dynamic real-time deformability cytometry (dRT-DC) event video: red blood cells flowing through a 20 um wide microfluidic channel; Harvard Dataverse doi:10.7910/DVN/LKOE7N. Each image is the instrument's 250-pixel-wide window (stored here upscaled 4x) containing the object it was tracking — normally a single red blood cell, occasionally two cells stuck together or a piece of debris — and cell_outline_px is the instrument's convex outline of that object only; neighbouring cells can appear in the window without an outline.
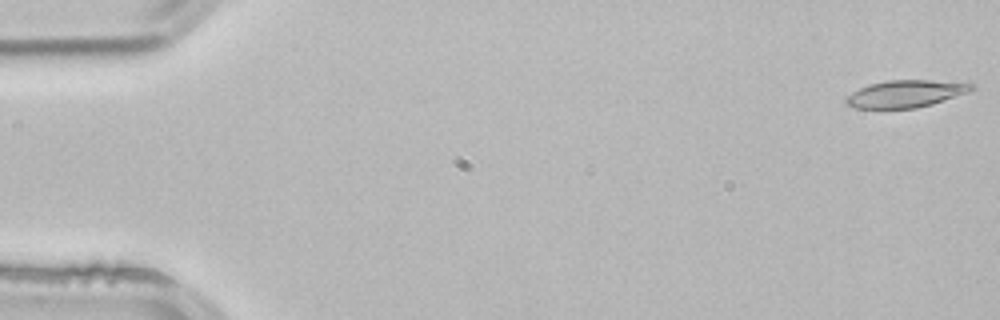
{"species": "common noctule bat (a hibernating species)", "species_latin": "Nyctalus noctula", "temperature_condition": "room temperature", "stored_images_in_passage": 4, "camera_frame_rate_fps": 3000, "um_per_image_px": 0.085, "animal": {"sex": "male", "body_mass_g": 21.5, "forearm_length_mm": 52.0}, "frame": {"image": 1, "passage_image": 1, "time_ms": 0.0, "image_size_px": [1000, 320], "cell_outline_px": [[976, 88], [968, 92], [932, 104], [916, 108], [856, 108], [848, 104], [844, 100], [852, 92], [868, 84], [888, 80], [928, 80], [976, 84]], "centroid_in_image_um": [76.99, 7.96], "position_along_channel_um": 8.0, "area_um2": 19.71}}
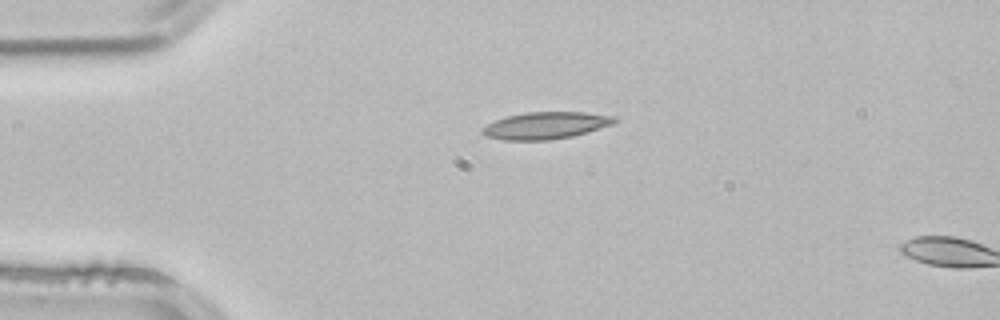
{"frame": {"image": 2, "passage_image": 3, "time_ms": 0.667, "image_size_px": [1000, 320], "cell_outline_px": [[620, 120], [612, 124], [588, 132], [572, 136], [548, 140], [504, 140], [488, 136], [480, 132], [480, 128], [496, 120], [508, 116], [528, 112], [584, 112], [616, 116]], "centroid_in_image_um": [46.42, 10.66], "position_along_channel_um": 38.6, "area_um2": 20.75}}